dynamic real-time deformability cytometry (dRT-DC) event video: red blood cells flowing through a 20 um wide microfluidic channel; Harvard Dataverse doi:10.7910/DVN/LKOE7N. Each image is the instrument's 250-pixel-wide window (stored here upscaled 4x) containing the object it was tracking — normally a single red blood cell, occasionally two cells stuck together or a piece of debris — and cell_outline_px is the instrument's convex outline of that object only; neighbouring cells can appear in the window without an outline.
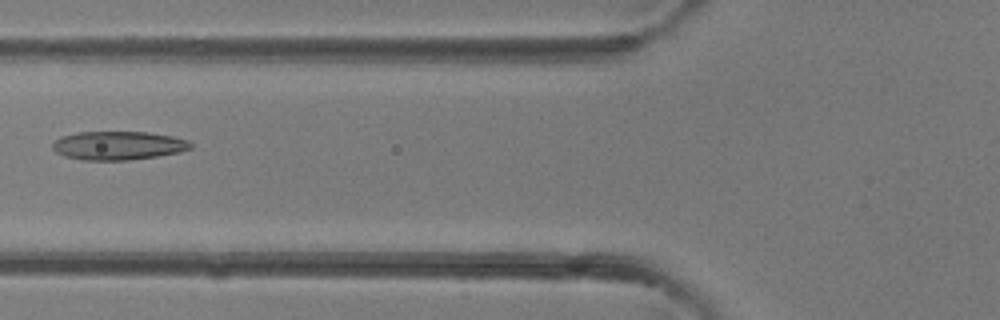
{"species": "common noctule bat (a hibernating species)", "species_latin": "Nyctalus noctula", "temperature_condition": "room temperature", "stored_images_in_passage": 40, "camera_frame_rate_fps": 3000, "um_per_image_px": 0.085, "animal": {"sex": "female"}, "frame": {"image": 1, "passage_image": 16, "time_ms": 5.0, "image_size_px": [1000, 320], "cell_outline_px": [[192, 148], [180, 152], [156, 156], [128, 160], [84, 160], [64, 156], [56, 152], [52, 148], [52, 144], [60, 136], [80, 132], [148, 132], [172, 136], [188, 140], [192, 144]], "centroid_in_image_um": [10.05, 12.37], "position_along_channel_um": 115.8, "area_um2": 23.0}}
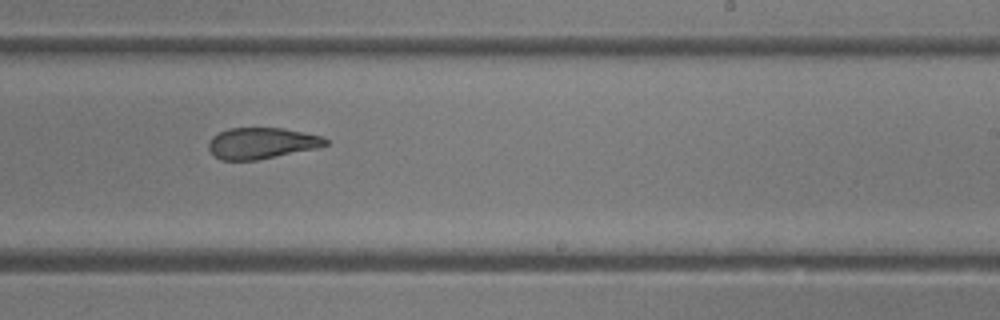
{"frame": {"image": 2, "passage_image": 25, "time_ms": 8.0, "image_size_px": [1000, 320], "cell_outline_px": [[328, 144], [316, 148], [256, 160], [220, 160], [208, 148], [208, 144], [212, 136], [228, 128], [284, 128], [324, 136], [328, 140]], "centroid_in_image_um": [22.25, 12.16], "position_along_channel_um": 266.8, "area_um2": 21.15}}
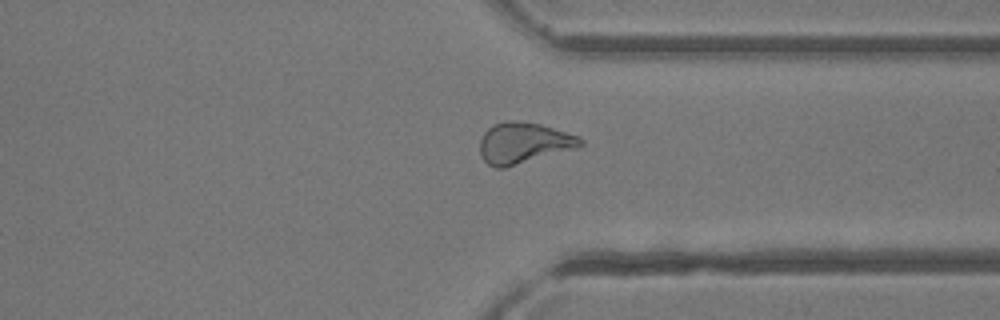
{"frame": {"image": 3, "passage_image": 31, "time_ms": 10.0, "image_size_px": [1000, 320], "cell_outline_px": [[584, 144], [580, 148], [504, 168], [496, 168], [488, 164], [480, 156], [480, 140], [484, 132], [492, 124], [508, 120], [540, 124], [580, 136], [584, 140]], "centroid_in_image_um": [44.54, 12.16], "position_along_channel_um": 366.9, "area_um2": 24.33}}